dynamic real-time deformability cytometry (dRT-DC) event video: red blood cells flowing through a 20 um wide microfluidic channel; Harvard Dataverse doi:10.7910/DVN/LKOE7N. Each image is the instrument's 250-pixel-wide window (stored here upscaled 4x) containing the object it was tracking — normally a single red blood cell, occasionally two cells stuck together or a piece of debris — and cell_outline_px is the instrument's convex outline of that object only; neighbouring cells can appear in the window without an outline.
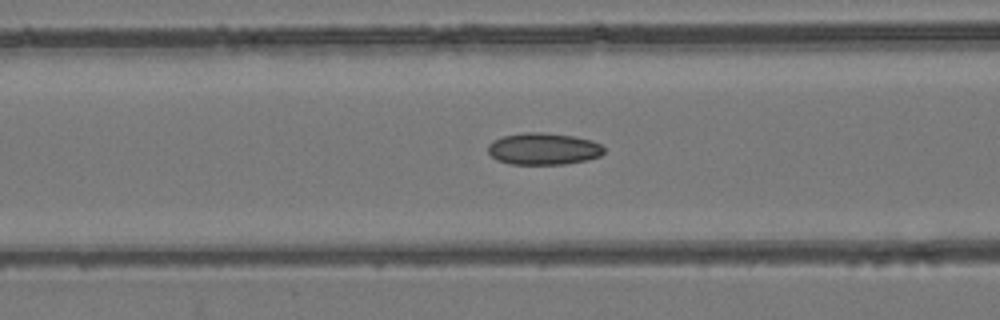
{"species": "common noctule bat (a hibernating species)", "species_latin": "Nyctalus noctula", "temperature_condition": "room temperature", "stored_images_in_passage": 54, "camera_frame_rate_fps": 3000, "um_per_image_px": 0.085, "animal": {"sex": "female", "body_mass_g": 24.6, "forearm_length_mm": 56.2}, "frame": {"image": 1, "passage_image": 22, "time_ms": 7.0, "image_size_px": [1000, 320], "cell_outline_px": [[604, 152], [600, 156], [588, 160], [564, 164], [512, 164], [496, 160], [488, 152], [488, 144], [492, 140], [504, 136], [524, 132], [544, 132], [572, 136], [592, 140], [600, 144], [604, 148]], "centroid_in_image_um": [46.19, 12.65], "position_along_channel_um": 120.4, "area_um2": 21.62}}
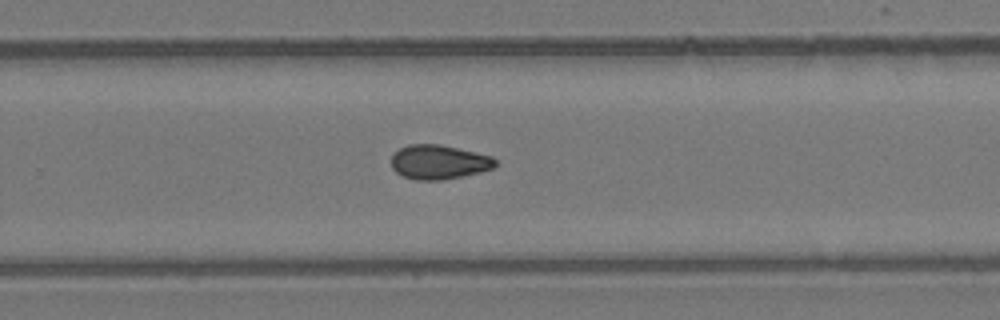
{"frame": {"image": 2, "passage_image": 35, "time_ms": 11.333, "image_size_px": [1000, 320], "cell_outline_px": [[496, 164], [492, 168], [480, 172], [444, 180], [416, 180], [404, 176], [396, 172], [392, 168], [392, 152], [408, 144], [440, 144], [492, 156], [496, 160]], "centroid_in_image_um": [37.28, 13.77], "position_along_channel_um": 292.5, "area_um2": 20.81}}
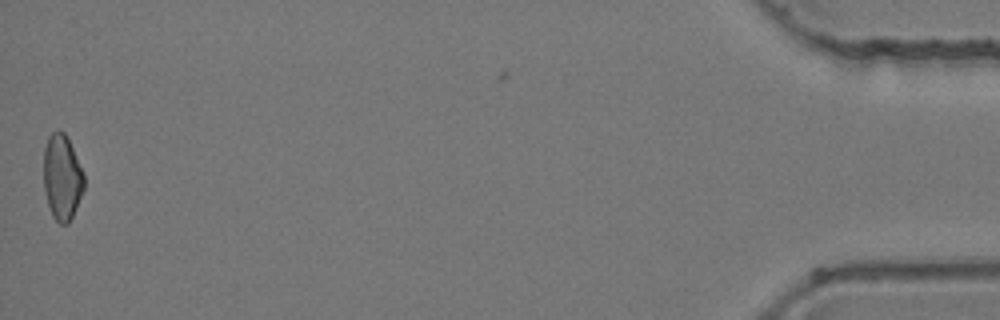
{"frame": {"image": 3, "passage_image": 53, "time_ms": 17.333, "image_size_px": [1000, 320], "cell_outline_px": [[84, 188], [76, 208], [68, 224], [60, 224], [52, 216], [44, 192], [44, 148], [48, 136], [52, 132], [64, 132], [84, 172]], "centroid_in_image_um": [5.27, 15.09], "position_along_channel_um": 429.9, "area_um2": 20.0}, "authors_computed_cell_mechanics": {"area_um2": 20.8947, "velocity_mm_per_s": 3.9738, "shape_relaxation_time_tau1_ms": null, "shape_relaxation_time_tau2_ms": 5.8029, "deformation_change_tau1": null, "deformation_change_tau2": 0.1147}}